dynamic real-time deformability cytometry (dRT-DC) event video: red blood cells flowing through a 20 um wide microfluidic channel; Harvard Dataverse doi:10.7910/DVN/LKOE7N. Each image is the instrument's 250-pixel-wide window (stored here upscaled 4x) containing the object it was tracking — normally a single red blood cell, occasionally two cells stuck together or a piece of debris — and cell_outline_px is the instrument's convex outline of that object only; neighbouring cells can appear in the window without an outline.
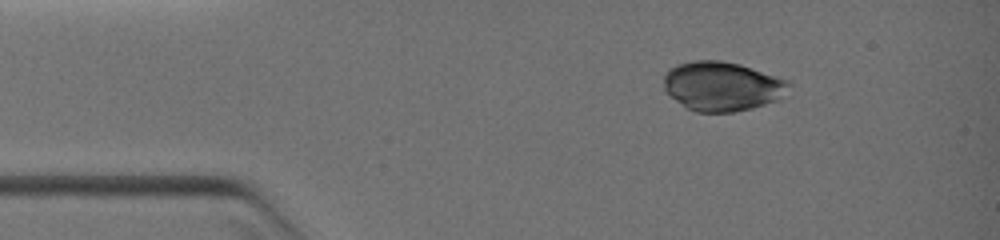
{"species": "common noctule bat (a hibernating species)", "species_latin": "Nyctalus noctula", "temperature_condition": "warm", "stored_images_in_passage": 28, "camera_frame_rate_fps": 3000, "um_per_image_px": 0.085, "animal": {"sex": "female", "body_mass_g": 19.0, "forearm_length_mm": 51.5}, "frame": {"image": 1, "passage_image": 4, "time_ms": 1.333, "image_size_px": [1000, 240], "cell_outline_px": [[792, 84], [776, 100], [752, 108], [732, 112], [696, 112], [688, 108], [676, 100], [664, 88], [664, 76], [668, 68], [676, 64], [692, 60], [720, 60], [740, 64], [792, 80]], "centroid_in_image_um": [61.39, 7.3], "position_along_channel_um": 23.6, "area_um2": 36.01}}